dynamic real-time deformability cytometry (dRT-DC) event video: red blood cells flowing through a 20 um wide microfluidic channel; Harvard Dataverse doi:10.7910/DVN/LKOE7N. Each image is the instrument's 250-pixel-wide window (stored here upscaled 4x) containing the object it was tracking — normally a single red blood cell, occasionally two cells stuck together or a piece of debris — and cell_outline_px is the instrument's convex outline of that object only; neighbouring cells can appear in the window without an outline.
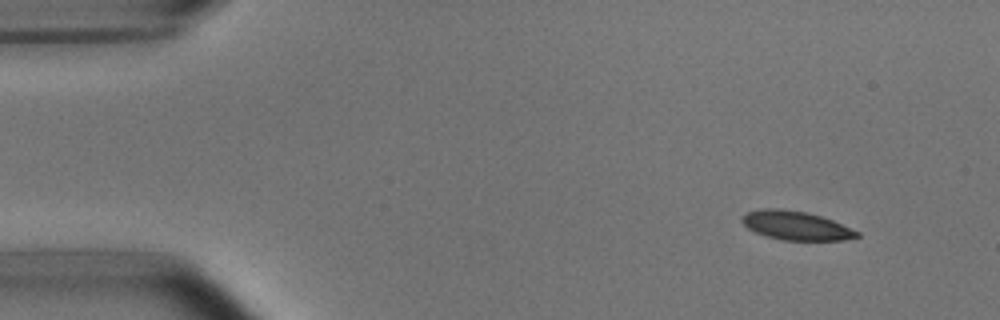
{"species": "common noctule bat (a hibernating species)", "species_latin": "Nyctalus noctula", "temperature_condition": "room temperature", "stored_images_in_passage": 5, "camera_frame_rate_fps": 3000, "um_per_image_px": 0.085, "animal": {"sex": "male", "body_mass_g": 15.6}, "frame": {"image": 1, "passage_image": 2, "time_ms": 1.0, "image_size_px": [1000, 320], "cell_outline_px": [[860, 236], [844, 240], [784, 240], [768, 236], [756, 232], [748, 228], [740, 220], [748, 212], [764, 208], [780, 208], [808, 212], [832, 220], [860, 232]], "centroid_in_image_um": [67.68, 19.16], "position_along_channel_um": 17.3, "area_um2": 19.13}}